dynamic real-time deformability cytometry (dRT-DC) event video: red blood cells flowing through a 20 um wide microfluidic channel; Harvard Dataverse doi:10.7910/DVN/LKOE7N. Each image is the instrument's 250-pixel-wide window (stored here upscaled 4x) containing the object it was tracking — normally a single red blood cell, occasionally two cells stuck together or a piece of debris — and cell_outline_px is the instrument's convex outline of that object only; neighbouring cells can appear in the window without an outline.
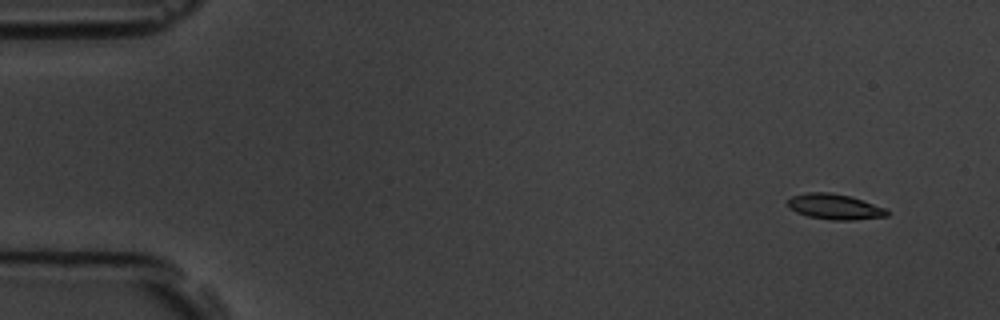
{"species": "common noctule bat (a hibernating species)", "species_latin": "Nyctalus noctula", "temperature_condition": "room temperature", "stored_images_in_passage": 6, "camera_frame_rate_fps": 3000, "um_per_image_px": 0.085, "animal": {"sex": "male", "body_mass_g": 19.5, "forearm_length_mm": 54.6}, "frame": {"image": 1, "passage_image": 2, "time_ms": 1.0, "image_size_px": [1000, 320], "cell_outline_px": [[888, 216], [852, 220], [832, 220], [808, 216], [796, 212], [788, 204], [788, 200], [792, 196], [808, 192], [832, 192], [852, 196], [888, 208]], "centroid_in_image_um": [71.01, 17.56], "position_along_channel_um": 14.0, "area_um2": 14.85}}
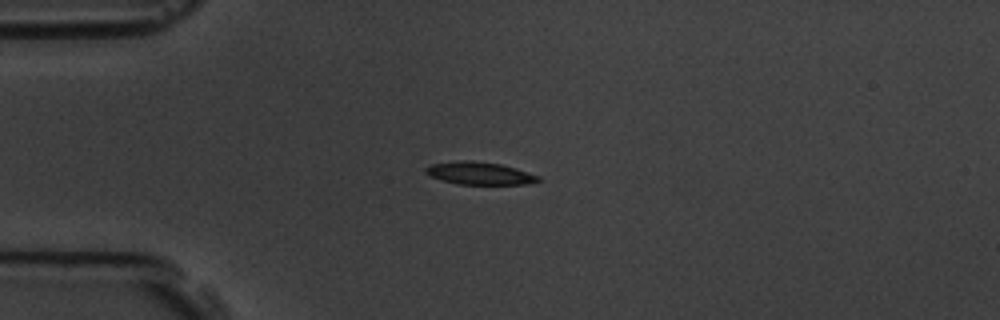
{"frame": {"image": 2, "passage_image": 5, "time_ms": 4.333, "image_size_px": [1000, 320], "cell_outline_px": [[540, 180], [528, 184], [456, 184], [440, 180], [424, 172], [424, 168], [432, 164], [460, 160], [472, 160], [500, 164], [516, 168], [540, 176]], "centroid_in_image_um": [40.75, 14.73], "position_along_channel_um": 44.3, "area_um2": 14.85}}